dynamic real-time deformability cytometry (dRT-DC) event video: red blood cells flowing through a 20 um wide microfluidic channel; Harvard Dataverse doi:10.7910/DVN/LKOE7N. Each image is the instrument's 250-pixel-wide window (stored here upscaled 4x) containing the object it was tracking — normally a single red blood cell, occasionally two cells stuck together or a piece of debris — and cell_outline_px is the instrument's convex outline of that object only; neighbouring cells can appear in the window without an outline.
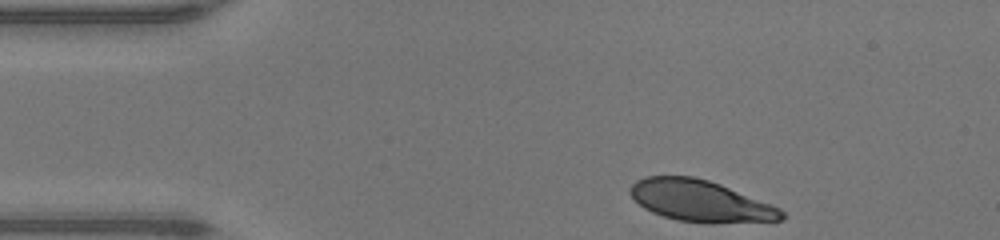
{"species": "human", "species_latin": "Homo sapiens", "temperature_condition": "warm", "stored_images_in_passage": 33, "camera_frame_rate_fps": 3000, "um_per_image_px": 0.085, "donor": {"sex": "male"}, "frame": {"image": 1, "passage_image": 1, "time_ms": 0.0, "image_size_px": [1000, 240], "cell_outline_px": [[788, 216], [784, 220], [712, 224], [708, 224], [676, 220], [652, 212], [644, 208], [628, 192], [632, 184], [636, 180], [644, 176], [692, 176], [708, 180], [720, 184], [780, 208]], "centroid_in_image_um": [59.55, 17.1], "position_along_channel_um": 25.4, "area_um2": 36.7}}
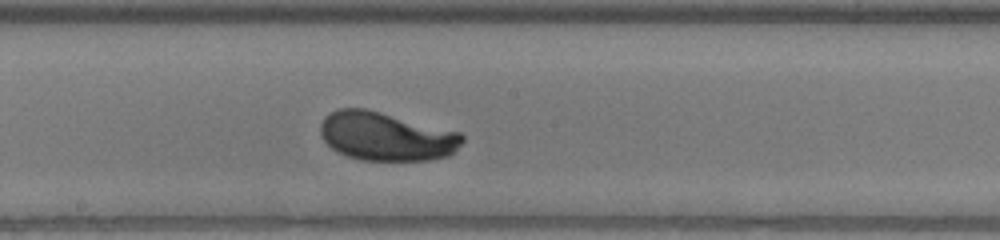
{"frame": {"image": 2, "passage_image": 19, "time_ms": 6.0, "image_size_px": [1000, 240], "cell_outline_px": [[464, 140], [448, 156], [428, 160], [360, 160], [336, 152], [320, 136], [320, 124], [324, 116], [340, 108], [364, 108], [460, 132], [464, 136]], "centroid_in_image_um": [32.79, 11.59], "position_along_channel_um": 215.4, "area_um2": 40.0}}
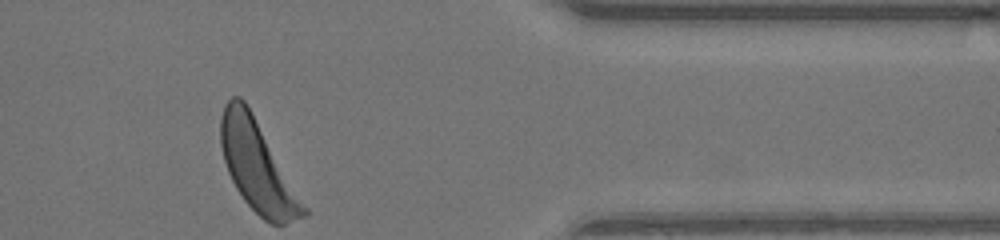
{"frame": {"image": 3, "passage_image": 33, "time_ms": 10.667, "image_size_px": [1000, 240], "cell_outline_px": [[308, 216], [284, 224], [268, 224], [244, 200], [236, 188], [228, 172], [224, 160], [220, 144], [220, 120], [224, 104], [232, 96], [240, 96], [244, 100], [252, 112], [308, 208]], "centroid_in_image_um": [21.89, 14.16], "position_along_channel_um": 389.5, "area_um2": 43.35}, "authors_computed_cell_mechanics": {"area_um2": 40.4022, "velocity_mm_per_s": 4.2802, "shape_relaxation_time_tau1_ms": 1.9483, "shape_relaxation_time_tau2_ms": null, "deformation_change_tau1": 0.1688, "deformation_change_tau2": null}}